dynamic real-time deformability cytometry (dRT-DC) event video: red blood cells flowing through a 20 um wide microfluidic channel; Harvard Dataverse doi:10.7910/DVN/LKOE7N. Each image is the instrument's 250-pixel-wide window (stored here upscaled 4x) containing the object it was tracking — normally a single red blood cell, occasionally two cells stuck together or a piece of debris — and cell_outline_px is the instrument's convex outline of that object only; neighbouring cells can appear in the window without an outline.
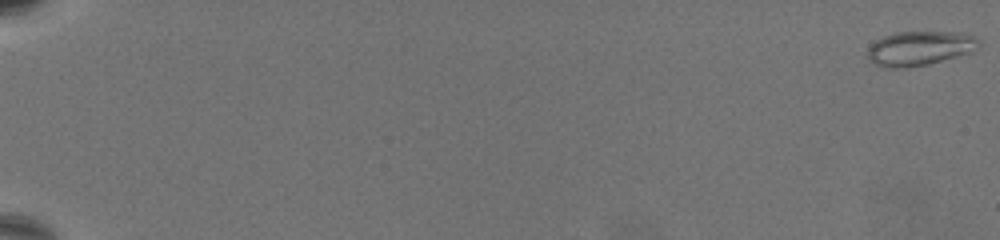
{"species": "common noctule bat (a hibernating species)", "species_latin": "Nyctalus noctula", "temperature_condition": "warm", "stored_images_in_passage": 69, "camera_frame_rate_fps": 3000, "um_per_image_px": 0.085, "animal": {"sex": "female", "body_mass_g": 19.5, "forearm_length_mm": 54.1}, "frame": {"image": 1, "passage_image": 1, "time_ms": 0.0, "image_size_px": [1000, 240], "cell_outline_px": [[980, 48], [972, 52], [924, 64], [896, 68], [888, 68], [876, 64], [868, 56], [868, 48], [876, 40], [884, 36], [896, 32], [964, 32], [976, 36], [980, 40]], "centroid_in_image_um": [78.24, 4.07], "position_along_channel_um": 6.8, "area_um2": 22.02}}
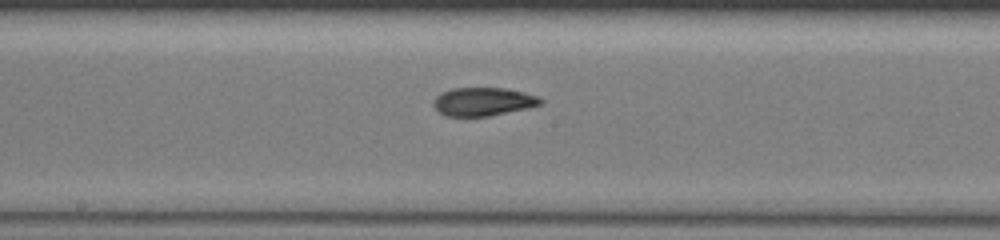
{"frame": {"image": 2, "passage_image": 41, "time_ms": 13.333, "image_size_px": [1000, 240], "cell_outline_px": [[544, 104], [528, 108], [488, 116], [448, 116], [440, 112], [432, 104], [436, 96], [452, 88], [504, 88], [524, 92], [536, 96], [544, 100]], "centroid_in_image_um": [41.1, 8.64], "position_along_channel_um": 207.1, "area_um2": 17.57}}
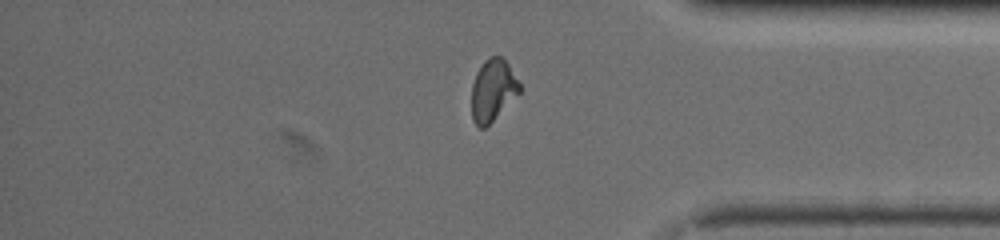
{"frame": {"image": 3, "passage_image": 59, "time_ms": 19.333, "image_size_px": [1000, 240], "cell_outline_px": [[520, 92], [484, 128], [480, 128], [472, 120], [472, 84], [476, 72], [484, 60], [492, 56], [500, 56], [508, 64], [520, 84]], "centroid_in_image_um": [41.87, 7.65], "position_along_channel_um": 393.3, "area_um2": 16.94}, "authors_computed_cell_mechanics": {"area_um2": 17.8602, "velocity_mm_per_s": 3.27, "shape_relaxation_time_tau1_ms": 7.7018, "shape_relaxation_time_tau2_ms": 2.0204, "deformation_change_tau1": 0.2209, "deformation_change_tau2": 0.0803}}